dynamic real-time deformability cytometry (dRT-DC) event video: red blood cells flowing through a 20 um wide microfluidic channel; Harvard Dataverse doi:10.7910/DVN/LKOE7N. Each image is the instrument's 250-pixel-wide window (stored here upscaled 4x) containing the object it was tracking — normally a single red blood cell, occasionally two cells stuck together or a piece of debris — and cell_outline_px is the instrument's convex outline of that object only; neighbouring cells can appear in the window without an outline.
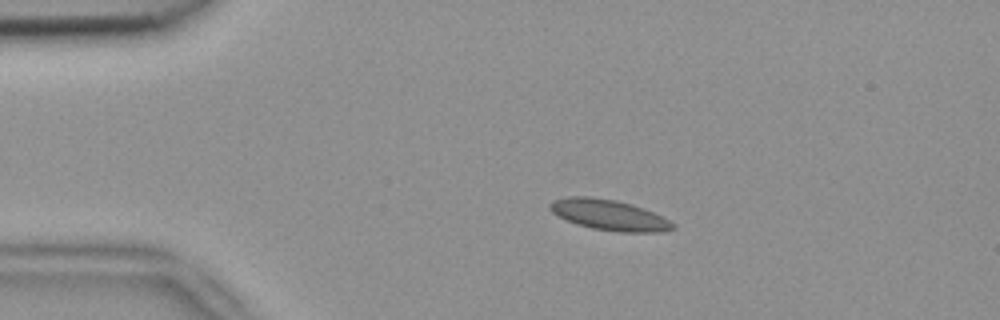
{"species": "common noctule bat (a hibernating species)", "species_latin": "Nyctalus noctula", "temperature_condition": "room temperature", "stored_images_in_passage": 4, "camera_frame_rate_fps": 3000, "um_per_image_px": 0.085, "animal": {"sex": "female", "body_mass_g": 18.4}, "frame": {"image": 1, "passage_image": 3, "time_ms": 0.667, "image_size_px": [1000, 320], "cell_outline_px": [[676, 228], [664, 232], [616, 232], [592, 228], [576, 224], [552, 212], [548, 208], [548, 204], [552, 200], [568, 196], [588, 196], [616, 200], [632, 204], [644, 208], [676, 224]], "centroid_in_image_um": [51.77, 18.27], "position_along_channel_um": 33.2, "area_um2": 22.02}}